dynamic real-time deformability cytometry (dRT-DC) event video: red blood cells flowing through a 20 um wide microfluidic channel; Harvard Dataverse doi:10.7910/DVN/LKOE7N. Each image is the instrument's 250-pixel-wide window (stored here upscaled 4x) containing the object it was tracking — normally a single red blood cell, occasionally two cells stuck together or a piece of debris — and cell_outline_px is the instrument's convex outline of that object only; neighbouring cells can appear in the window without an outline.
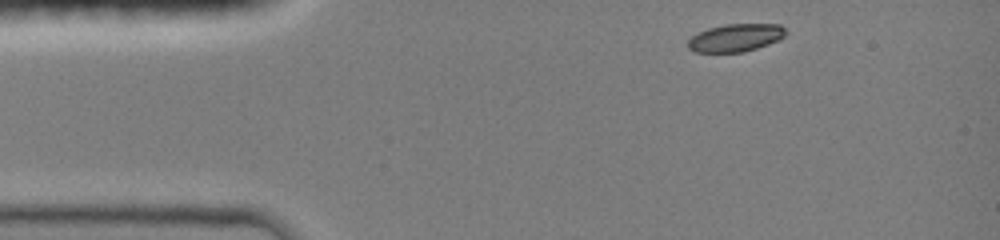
{"species": "common noctule bat (a hibernating species)", "species_latin": "Nyctalus noctula", "temperature_condition": "room temperature", "stored_images_in_passage": 15, "camera_frame_rate_fps": 3000, "um_per_image_px": 0.085, "animal": {"sex": "female", "body_mass_g": 19.0, "forearm_length_mm": 51.5}, "frame": {"image": 1, "passage_image": 1, "time_ms": 0.0, "image_size_px": [1000, 240], "cell_outline_px": [[788, 32], [780, 40], [744, 52], [696, 52], [688, 48], [688, 40], [692, 36], [708, 28], [724, 24], [780, 24]], "centroid_in_image_um": [62.55, 3.2], "position_along_channel_um": 22.5, "area_um2": 15.84}}
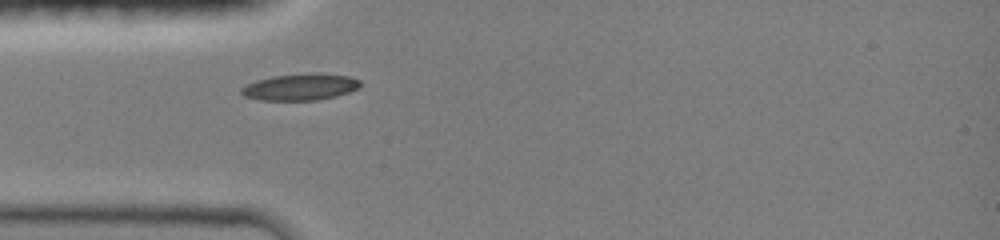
{"frame": {"image": 2, "passage_image": 10, "time_ms": 2.333, "image_size_px": [1000, 240], "cell_outline_px": [[360, 84], [356, 88], [348, 92], [336, 96], [316, 100], [260, 100], [244, 96], [240, 92], [240, 88], [256, 80], [272, 76], [308, 72], [320, 72], [348, 76], [360, 80]], "centroid_in_image_um": [25.5, 7.37], "position_along_channel_um": 59.5, "area_um2": 18.55}}
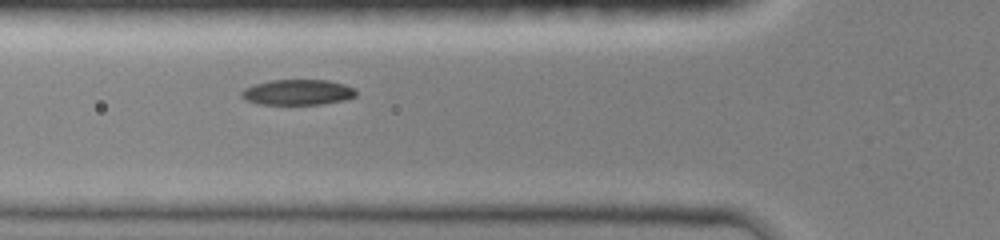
{"frame": {"image": 3, "passage_image": 14, "time_ms": 3.333, "image_size_px": [1000, 240], "cell_outline_px": [[356, 96], [344, 100], [320, 104], [260, 104], [248, 100], [240, 96], [240, 92], [244, 88], [252, 84], [268, 80], [328, 80], [344, 84], [352, 88], [356, 92]], "centroid_in_image_um": [25.26, 7.83], "position_along_channel_um": 100.5, "area_um2": 16.99}}